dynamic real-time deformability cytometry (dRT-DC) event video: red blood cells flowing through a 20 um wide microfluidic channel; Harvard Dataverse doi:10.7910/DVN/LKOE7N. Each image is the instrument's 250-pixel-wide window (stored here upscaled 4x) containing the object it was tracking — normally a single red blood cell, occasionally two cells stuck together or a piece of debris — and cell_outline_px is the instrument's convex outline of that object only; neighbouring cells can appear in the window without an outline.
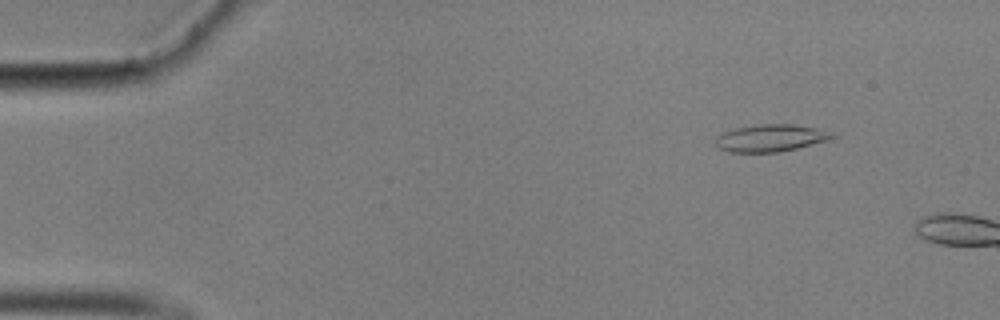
{"species": "common noctule bat (a hibernating species)", "species_latin": "Nyctalus noctula", "temperature_condition": "cold", "stored_images_in_passage": 5, "camera_frame_rate_fps": 3000, "um_per_image_px": 0.085, "animal": {"sex": "male", "body_mass_g": 17.9}, "frame": {"image": 1, "passage_image": 2, "time_ms": 0.333, "image_size_px": [1000, 320], "cell_outline_px": [[836, 136], [828, 140], [780, 152], [728, 152], [720, 148], [716, 144], [716, 136], [732, 128], [764, 124], [792, 124], [816, 128]], "centroid_in_image_um": [65.45, 11.73], "position_along_channel_um": 19.6, "area_um2": 18.21}}